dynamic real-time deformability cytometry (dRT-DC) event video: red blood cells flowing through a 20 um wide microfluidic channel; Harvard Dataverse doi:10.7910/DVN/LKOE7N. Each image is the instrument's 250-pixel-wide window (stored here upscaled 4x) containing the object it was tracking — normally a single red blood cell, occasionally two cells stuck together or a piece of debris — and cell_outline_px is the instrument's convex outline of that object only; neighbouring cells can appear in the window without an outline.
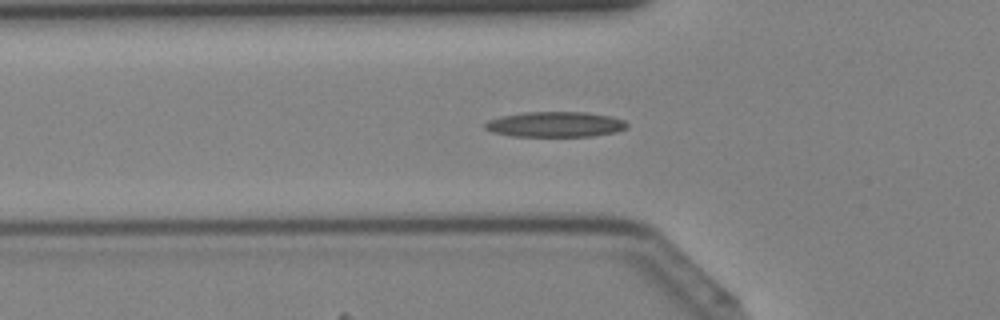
{"species": "Egyptian fruit bat (a non-hibernating species)", "species_latin": "Rousettus aegyptiacus", "temperature_condition": "cold", "stored_images_in_passage": 34, "camera_frame_rate_fps": 3000, "um_per_image_px": 0.085, "animal": {"sex": "female"}, "frame": {"image": 1, "passage_image": 6, "time_ms": 1.667, "image_size_px": [1000, 320], "cell_outline_px": [[628, 128], [616, 132], [592, 136], [512, 136], [492, 132], [484, 128], [484, 124], [488, 120], [500, 116], [524, 112], [584, 112], [612, 116], [624, 120], [628, 124]], "centroid_in_image_um": [47.2, 10.57], "position_along_channel_um": 78.6, "area_um2": 21.1}}
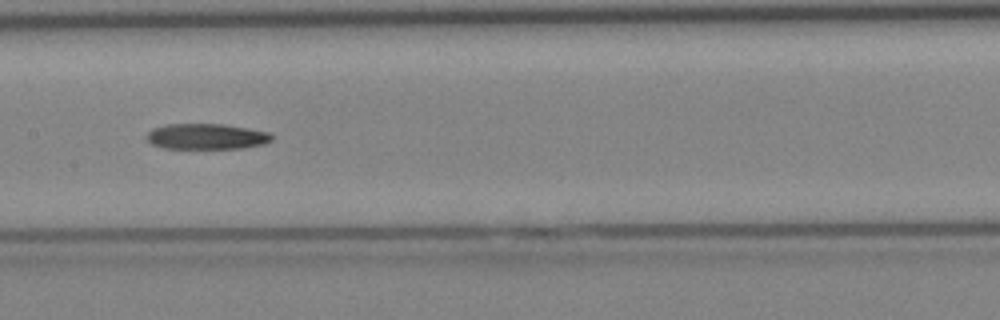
{"frame": {"image": 2, "passage_image": 13, "time_ms": 4.0, "image_size_px": [1000, 320], "cell_outline_px": [[272, 140], [264, 144], [244, 148], [164, 148], [152, 144], [144, 136], [152, 128], [164, 124], [224, 124], [268, 132], [272, 136]], "centroid_in_image_um": [17.51, 11.59], "position_along_channel_um": 189.9, "area_um2": 18.73}}
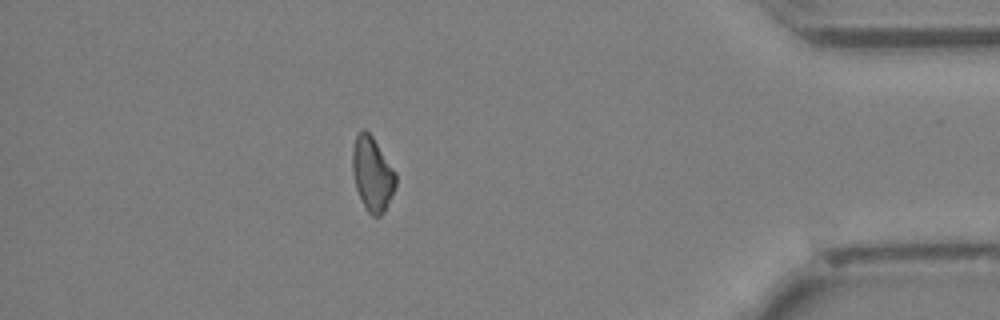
{"frame": {"image": 3, "passage_image": 29, "time_ms": 9.333, "image_size_px": [1000, 320], "cell_outline_px": [[396, 184], [384, 212], [380, 216], [372, 216], [368, 212], [356, 188], [352, 168], [352, 148], [356, 136], [364, 128], [372, 136], [396, 172]], "centroid_in_image_um": [31.64, 14.77], "position_along_channel_um": 403.6, "area_um2": 18.44}}